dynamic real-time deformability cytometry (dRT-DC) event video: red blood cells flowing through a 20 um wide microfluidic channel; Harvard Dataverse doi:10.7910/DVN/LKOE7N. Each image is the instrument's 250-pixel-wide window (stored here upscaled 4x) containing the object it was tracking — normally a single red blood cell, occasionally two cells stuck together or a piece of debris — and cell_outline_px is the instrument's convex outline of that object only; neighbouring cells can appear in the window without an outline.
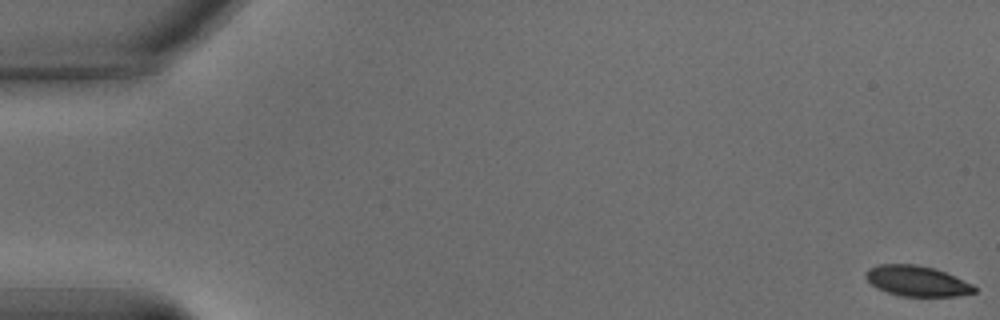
{"species": "common noctule bat (a hibernating species)", "species_latin": "Nyctalus noctula", "temperature_condition": "warm", "stored_images_in_passage": 58, "camera_frame_rate_fps": 3000, "um_per_image_px": 0.085, "animal": {"sex": "male", "body_mass_g": 15.6}, "frame": {"image": 1, "passage_image": 1, "time_ms": 0.0, "image_size_px": [1000, 320], "cell_outline_px": [[976, 292], [956, 296], [900, 296], [876, 288], [864, 276], [864, 272], [868, 268], [880, 264], [916, 264], [932, 268], [944, 272], [972, 284], [976, 288]], "centroid_in_image_um": [77.89, 23.88], "position_along_channel_um": 7.1, "area_um2": 19.13}}
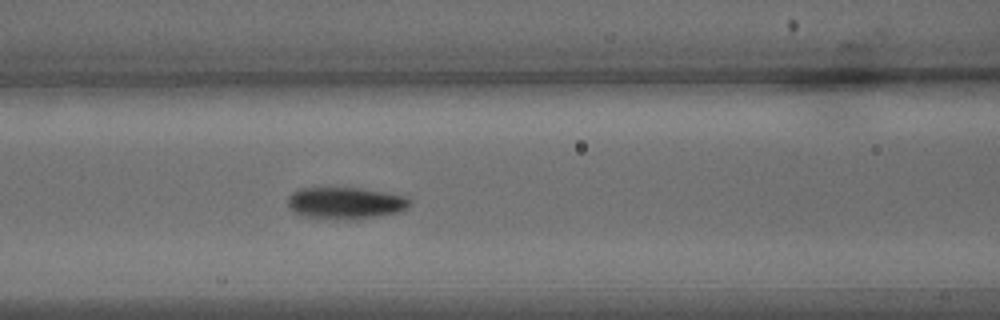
{"frame": {"image": 2, "passage_image": 25, "time_ms": 8.0, "image_size_px": [1000, 320], "cell_outline_px": [[412, 200], [404, 208], [396, 212], [376, 216], [348, 220], [344, 220], [304, 216], [296, 212], [288, 204], [288, 196], [292, 192], [300, 188], [360, 188], [408, 196]], "centroid_in_image_um": [29.35, 17.25], "position_along_channel_um": 137.2, "area_um2": 22.31}}
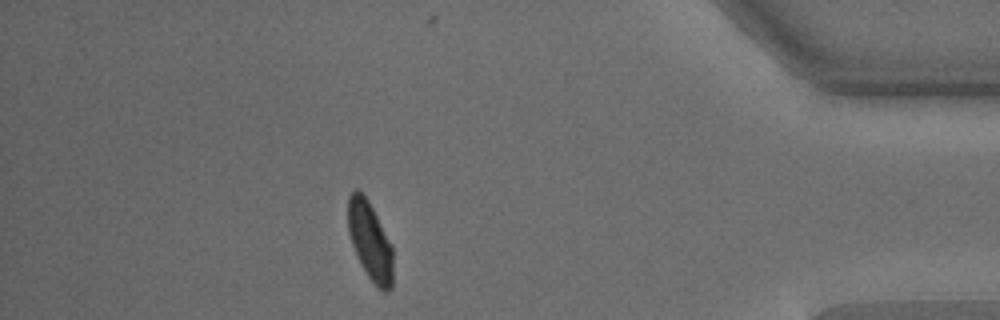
{"frame": {"image": 3, "passage_image": 51, "time_ms": 16.667, "image_size_px": [1000, 320], "cell_outline_px": [[392, 288], [388, 292], [384, 292], [368, 276], [356, 256], [348, 232], [348, 196], [356, 188], [368, 200], [392, 244]], "centroid_in_image_um": [31.45, 20.48], "position_along_channel_um": 403.8, "area_um2": 20.4}, "authors_computed_cell_mechanics": {"area_um2": 21.386, "velocity_mm_per_s": 3.5619, "shape_relaxation_time_tau1_ms": 3.4292, "shape_relaxation_time_tau2_ms": 1.4513, "deformation_change_tau1": 0.1475, "deformation_change_tau2": 0.0477}}